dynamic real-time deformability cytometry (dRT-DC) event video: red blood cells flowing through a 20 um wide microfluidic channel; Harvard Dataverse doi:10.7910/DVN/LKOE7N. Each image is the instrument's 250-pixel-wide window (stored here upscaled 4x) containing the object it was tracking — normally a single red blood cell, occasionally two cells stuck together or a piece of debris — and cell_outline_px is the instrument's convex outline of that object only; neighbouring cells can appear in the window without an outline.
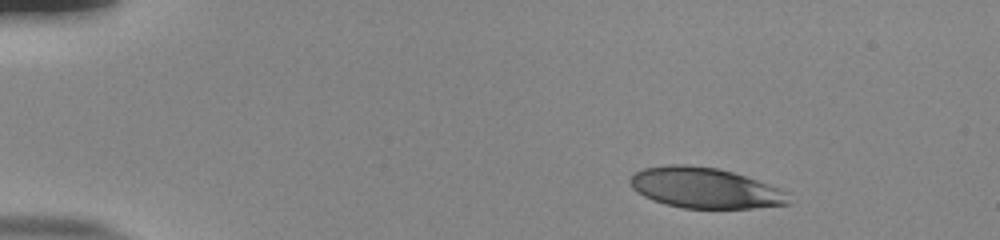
{"species": "human", "species_latin": "Homo sapiens", "temperature_condition": "room temperature", "stored_images_in_passage": 47, "camera_frame_rate_fps": 3000, "um_per_image_px": 0.085, "donor": {"sex": "male"}, "frame": {"image": 1, "passage_image": 1, "time_ms": 0.0, "image_size_px": [1000, 240], "cell_outline_px": [[792, 204], [752, 208], [684, 208], [664, 204], [652, 200], [636, 192], [632, 188], [628, 180], [636, 172], [644, 168], [672, 164], [684, 164], [720, 168], [780, 188], [788, 192]], "centroid_in_image_um": [59.93, 15.98], "position_along_channel_um": 25.1, "area_um2": 37.63}}
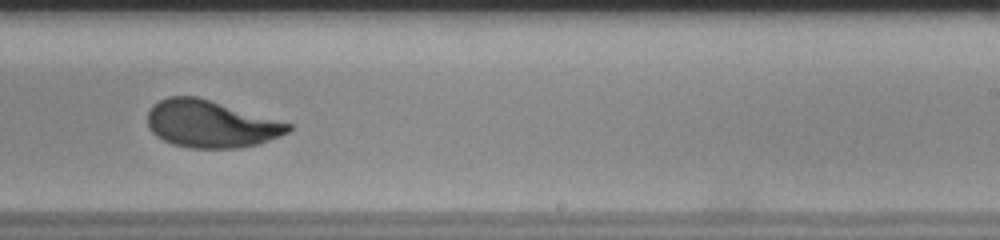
{"frame": {"image": 2, "passage_image": 28, "time_ms": 9.0, "image_size_px": [1000, 240], "cell_outline_px": [[292, 128], [288, 132], [280, 136], [260, 144], [240, 148], [192, 148], [172, 144], [156, 136], [148, 128], [148, 112], [152, 104], [168, 96], [196, 96], [292, 124]], "centroid_in_image_um": [17.9, 10.54], "position_along_channel_um": 271.1, "area_um2": 38.67}}
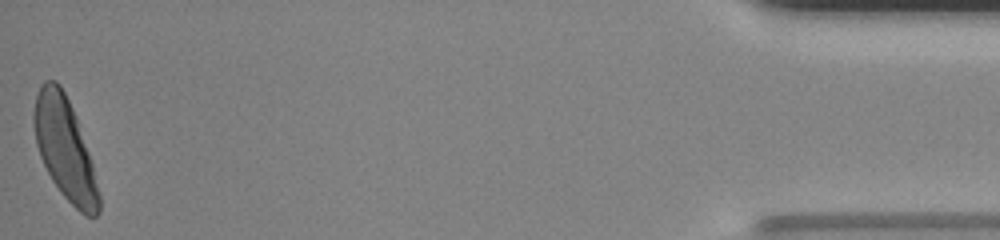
{"frame": {"image": 3, "passage_image": 47, "time_ms": 15.333, "image_size_px": [1000, 240], "cell_outline_px": [[100, 212], [96, 216], [84, 216], [60, 192], [52, 180], [40, 156], [36, 144], [32, 120], [32, 116], [36, 96], [40, 84], [44, 80], [56, 80], [60, 84], [72, 108], [88, 152], [92, 164], [100, 196]], "centroid_in_image_um": [5.49, 12.63], "position_along_channel_um": 429.7, "area_um2": 38.09}, "authors_computed_cell_mechanics": {"area_um2": 39.1306, "velocity_mm_per_s": 3.8203, "shape_relaxation_time_tau1_ms": 3.3183, "shape_relaxation_time_tau2_ms": 1.0609, "deformation_change_tau1": 0.1741, "deformation_change_tau2": 0.064}}